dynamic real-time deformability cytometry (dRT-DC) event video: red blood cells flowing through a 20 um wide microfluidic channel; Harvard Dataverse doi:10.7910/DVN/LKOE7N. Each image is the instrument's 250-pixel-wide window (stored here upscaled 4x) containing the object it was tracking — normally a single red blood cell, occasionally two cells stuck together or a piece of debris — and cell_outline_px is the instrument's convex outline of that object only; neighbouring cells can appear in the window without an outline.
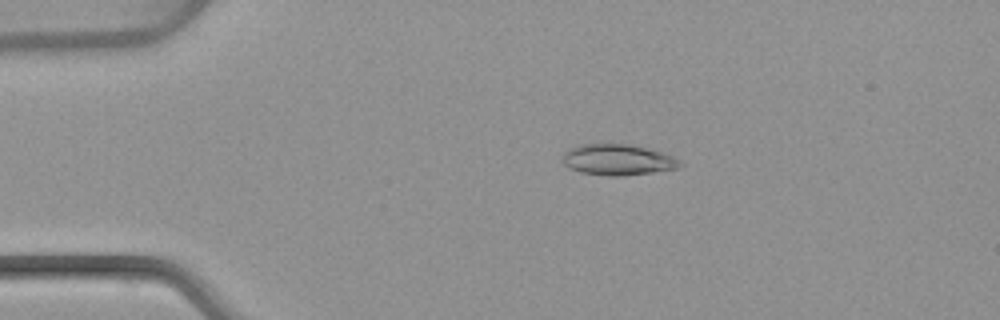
{"species": "common noctule bat (a hibernating species)", "species_latin": "Nyctalus noctula", "temperature_condition": "warm", "stored_images_in_passage": 51, "camera_frame_rate_fps": 3000, "um_per_image_px": 0.085, "animal": {"sex": "female", "body_mass_g": 22.7, "forearm_length_mm": 54.2}, "frame": {"image": 1, "passage_image": 11, "time_ms": 3.333, "image_size_px": [1000, 320], "cell_outline_px": [[684, 164], [680, 168], [624, 176], [608, 176], [580, 172], [568, 168], [564, 164], [564, 152], [568, 148], [576, 144], [612, 140], [660, 152], [672, 156], [680, 160]], "centroid_in_image_um": [52.46, 13.53], "position_along_channel_um": 32.5, "area_um2": 21.96}}
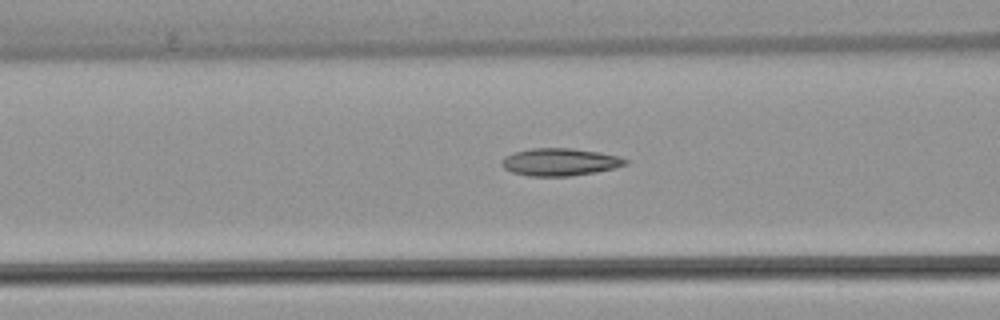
{"frame": {"image": 2, "passage_image": 21, "time_ms": 6.667, "image_size_px": [1000, 320], "cell_outline_px": [[628, 164], [596, 172], [568, 176], [528, 176], [512, 172], [504, 168], [500, 164], [500, 160], [504, 156], [512, 152], [532, 148], [572, 148], [600, 152], [620, 156], [628, 160]], "centroid_in_image_um": [47.56, 13.76], "position_along_channel_um": 119.0, "area_um2": 20.0}}
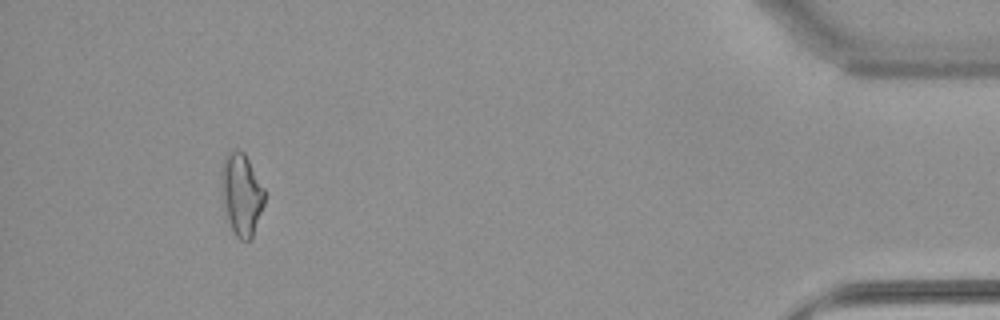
{"frame": {"image": 3, "passage_image": 48, "time_ms": 15.667, "image_size_px": [1000, 320], "cell_outline_px": [[264, 204], [252, 240], [240, 240], [236, 236], [228, 220], [224, 204], [220, 176], [220, 172], [224, 156], [232, 148], [240, 148], [244, 152], [264, 188]], "centroid_in_image_um": [20.52, 16.47], "position_along_channel_um": 414.7, "area_um2": 20.75}, "authors_computed_cell_mechanics": {"area_um2": 19.7676, "velocity_mm_per_s": 4.0198, "shape_relaxation_time_tau1_ms": null, "shape_relaxation_time_tau2_ms": 3.0148, "deformation_change_tau1": null, "deformation_change_tau2": 0.1139}}